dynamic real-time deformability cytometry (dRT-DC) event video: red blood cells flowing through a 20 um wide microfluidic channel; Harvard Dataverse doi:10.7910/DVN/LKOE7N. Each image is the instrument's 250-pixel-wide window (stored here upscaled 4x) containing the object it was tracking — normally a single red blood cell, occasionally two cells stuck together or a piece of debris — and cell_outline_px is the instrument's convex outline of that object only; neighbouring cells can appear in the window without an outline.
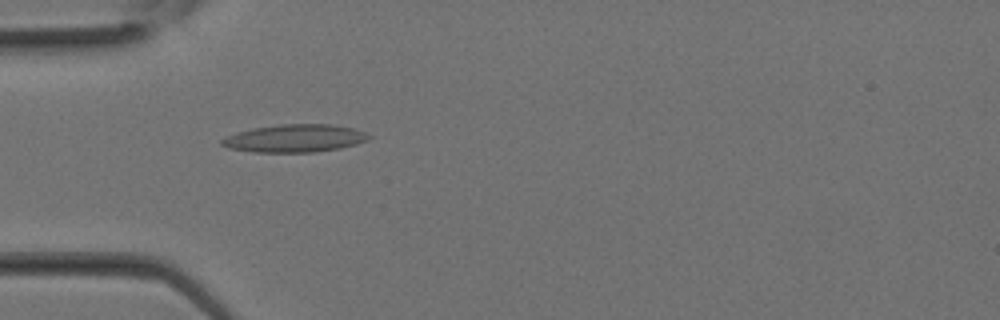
{"species": "Egyptian fruit bat (a non-hibernating species)", "species_latin": "Rousettus aegyptiacus", "temperature_condition": "room temperature", "stored_images_in_passage": 26, "camera_frame_rate_fps": 3000, "um_per_image_px": 0.085, "animal": {"sex": "female"}, "frame": {"image": 1, "passage_image": 5, "time_ms": 1.333, "image_size_px": [1000, 320], "cell_outline_px": [[372, 136], [368, 140], [356, 144], [340, 148], [312, 152], [252, 152], [228, 148], [220, 144], [220, 140], [236, 132], [252, 128], [280, 124], [332, 124], [352, 128], [364, 132]], "centroid_in_image_um": [25.04, 11.75], "position_along_channel_um": 60.0, "area_um2": 23.81}}
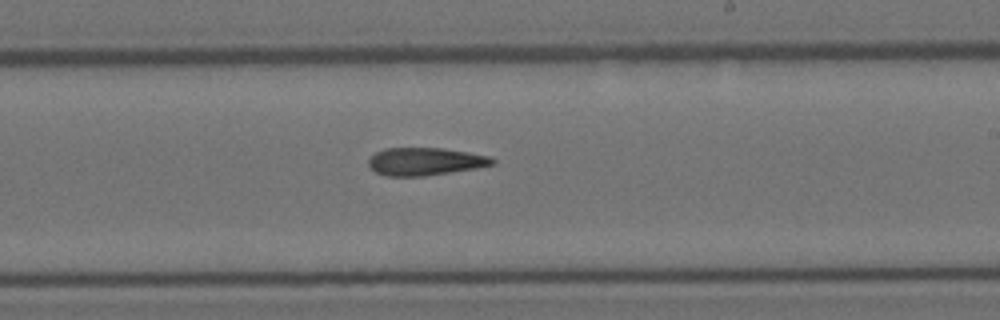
{"frame": {"image": 2, "passage_image": 14, "time_ms": 4.333, "image_size_px": [1000, 320], "cell_outline_px": [[496, 164], [476, 168], [424, 176], [384, 176], [368, 168], [368, 160], [376, 152], [384, 148], [444, 148], [492, 156], [496, 160]], "centroid_in_image_um": [36.15, 13.72], "position_along_channel_um": 252.9, "area_um2": 20.23}}
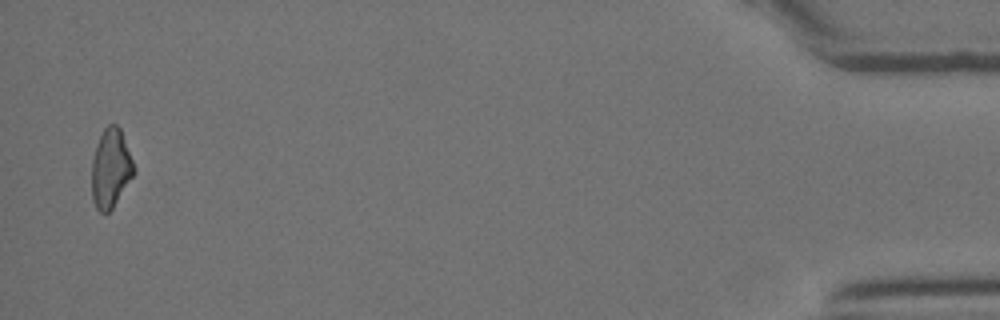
{"frame": {"image": 3, "passage_image": 26, "time_ms": 8.333, "image_size_px": [1000, 320], "cell_outline_px": [[136, 172], [112, 208], [108, 212], [100, 212], [96, 208], [92, 200], [92, 160], [100, 136], [104, 128], [108, 124], [116, 124], [120, 128], [136, 168]], "centroid_in_image_um": [9.42, 14.31], "position_along_channel_um": 425.8, "area_um2": 19.31}}